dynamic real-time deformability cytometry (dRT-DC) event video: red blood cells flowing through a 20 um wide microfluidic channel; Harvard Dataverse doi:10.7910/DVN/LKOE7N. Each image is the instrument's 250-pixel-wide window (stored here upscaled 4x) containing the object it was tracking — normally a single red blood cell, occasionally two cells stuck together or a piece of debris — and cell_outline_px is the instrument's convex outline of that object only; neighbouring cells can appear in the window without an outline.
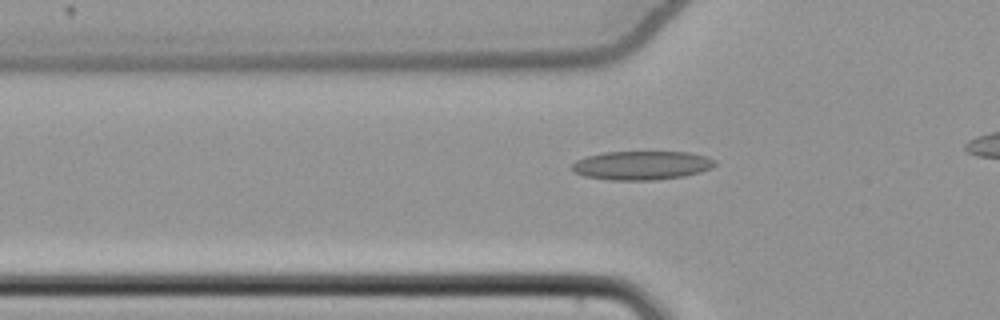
{"species": "common noctule bat (a hibernating species)", "species_latin": "Nyctalus noctula", "temperature_condition": "cold", "stored_images_in_passage": 31, "camera_frame_rate_fps": 3000, "um_per_image_px": 0.085, "animal": {"sex": "female", "body_mass_g": 22.7, "forearm_length_mm": 54.2}, "frame": {"image": 1, "passage_image": 5, "time_ms": 1.333, "image_size_px": [1000, 320], "cell_outline_px": [[716, 164], [712, 168], [700, 172], [684, 176], [656, 180], [612, 180], [584, 176], [572, 172], [568, 168], [576, 160], [588, 156], [604, 152], [688, 152], [708, 156], [716, 160]], "centroid_in_image_um": [54.54, 14.06], "position_along_channel_um": 71.3, "area_um2": 24.28}}
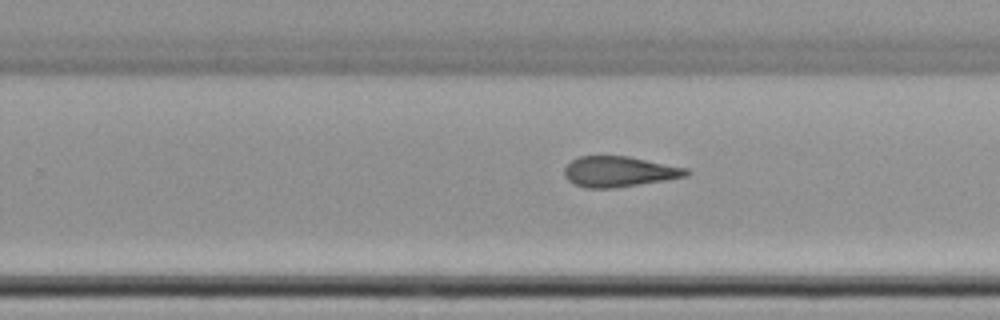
{"frame": {"image": 2, "passage_image": 21, "time_ms": 6.667, "image_size_px": [1000, 320], "cell_outline_px": [[692, 172], [688, 176], [616, 188], [584, 188], [572, 184], [564, 176], [564, 168], [572, 160], [580, 156], [628, 156], [688, 168]], "centroid_in_image_um": [52.62, 14.59], "position_along_channel_um": 277.2, "area_um2": 21.85}}
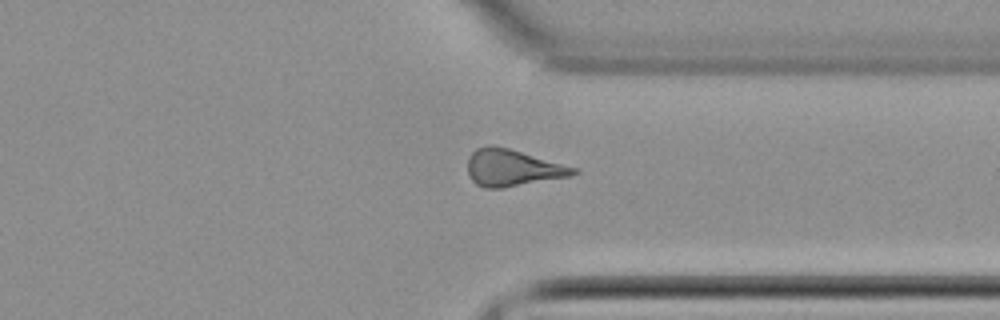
{"frame": {"image": 3, "passage_image": 28, "time_ms": 9.0, "image_size_px": [1000, 320], "cell_outline_px": [[580, 172], [568, 176], [504, 188], [484, 188], [476, 184], [468, 176], [468, 156], [476, 148], [488, 144], [492, 144], [508, 148], [580, 168]], "centroid_in_image_um": [43.55, 14.25], "position_along_channel_um": 367.8, "area_um2": 22.89}}